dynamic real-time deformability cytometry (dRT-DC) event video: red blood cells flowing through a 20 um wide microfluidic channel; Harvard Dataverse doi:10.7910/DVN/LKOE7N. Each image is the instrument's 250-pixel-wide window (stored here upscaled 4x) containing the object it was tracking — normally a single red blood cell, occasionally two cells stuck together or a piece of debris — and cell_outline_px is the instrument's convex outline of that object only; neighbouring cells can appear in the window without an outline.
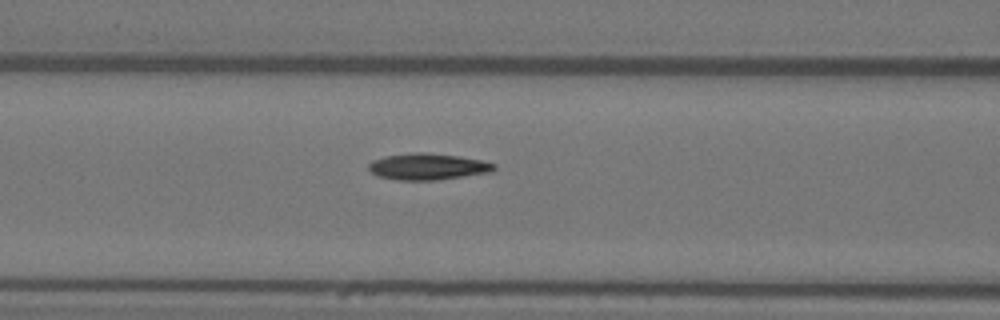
{"species": "Egyptian fruit bat (a non-hibernating species)", "species_latin": "Rousettus aegyptiacus", "temperature_condition": "warm", "stored_images_in_passage": 5, "camera_frame_rate_fps": 3000, "um_per_image_px": 0.085, "animal": {"sex": "female"}, "frame": {"image": 1, "passage_image": 5, "time_ms": 1.333, "image_size_px": [1000, 320], "cell_outline_px": [[496, 168], [488, 172], [464, 176], [436, 180], [396, 180], [376, 176], [368, 168], [368, 164], [372, 160], [384, 156], [416, 152], [424, 152], [456, 156], [480, 160], [496, 164]], "centroid_in_image_um": [36.3, 14.16], "position_along_channel_um": 130.3, "area_um2": 19.19}}